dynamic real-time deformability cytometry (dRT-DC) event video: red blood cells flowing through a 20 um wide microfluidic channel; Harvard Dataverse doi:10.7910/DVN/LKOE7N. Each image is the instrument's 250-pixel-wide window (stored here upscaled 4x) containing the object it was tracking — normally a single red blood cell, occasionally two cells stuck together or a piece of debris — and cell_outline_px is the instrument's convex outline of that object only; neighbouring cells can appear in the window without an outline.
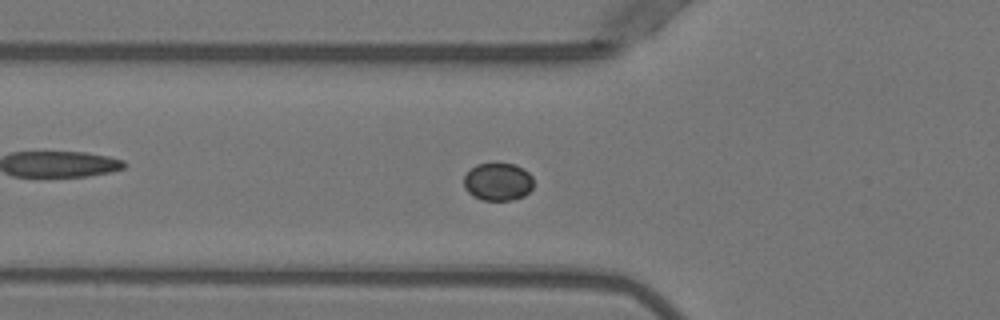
{"species": "Egyptian fruit bat (a non-hibernating species)", "species_latin": "Rousettus aegyptiacus", "temperature_condition": "warm", "stored_images_in_passage": 54, "segment_of_instrument_passage": [1, 2], "camera_frame_rate_fps": 3000, "um_per_image_px": 0.085, "animal": {"sex": "female"}, "frame": {"image": 1, "passage_image": 20, "time_ms": 6.333, "image_size_px": [1000, 320], "cell_outline_px": [[532, 188], [524, 196], [512, 200], [484, 200], [472, 196], [464, 188], [464, 176], [476, 164], [516, 164], [524, 168], [532, 176]], "centroid_in_image_um": [42.32, 15.45], "position_along_channel_um": 83.5, "area_um2": 15.32}}
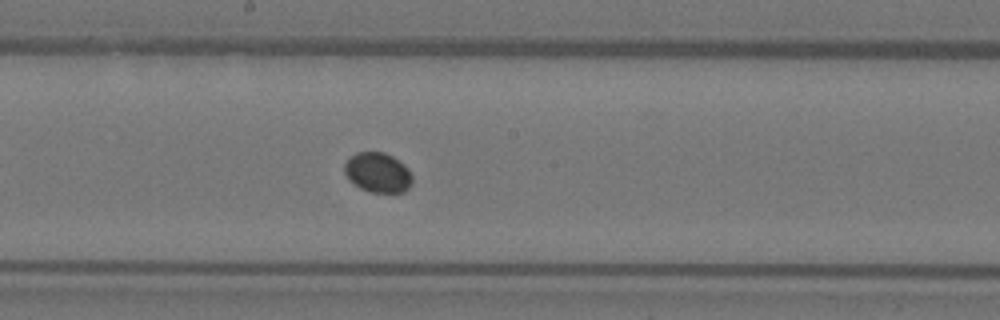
{"frame": {"image": 2, "passage_image": 30, "time_ms": 9.667, "image_size_px": [1000, 320], "cell_outline_px": [[412, 184], [404, 192], [372, 192], [360, 188], [348, 180], [344, 172], [344, 164], [348, 156], [356, 152], [384, 152], [392, 156], [404, 164], [408, 168], [412, 176]], "centroid_in_image_um": [32.09, 14.65], "position_along_channel_um": 216.1, "area_um2": 15.95}}
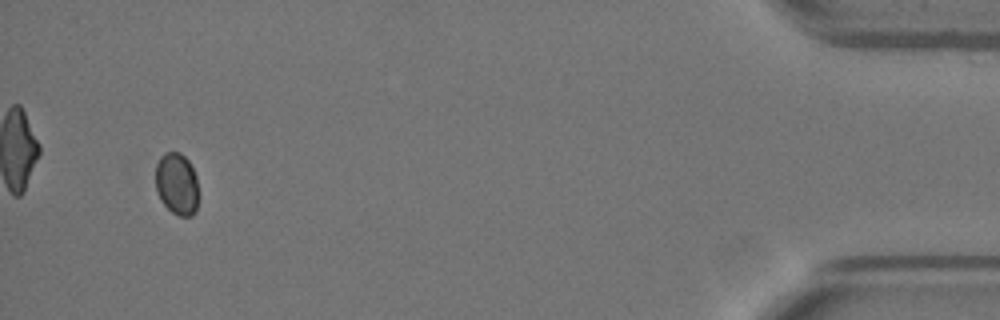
{"frame": {"image": 3, "passage_image": 51, "time_ms": 16.667, "image_size_px": [1000, 320], "cell_outline_px": [[196, 212], [192, 216], [180, 216], [172, 212], [160, 200], [156, 192], [156, 164], [160, 156], [164, 152], [180, 152], [188, 160], [196, 176]], "centroid_in_image_um": [15.0, 15.62], "position_along_channel_um": 420.2, "area_um2": 15.43}}